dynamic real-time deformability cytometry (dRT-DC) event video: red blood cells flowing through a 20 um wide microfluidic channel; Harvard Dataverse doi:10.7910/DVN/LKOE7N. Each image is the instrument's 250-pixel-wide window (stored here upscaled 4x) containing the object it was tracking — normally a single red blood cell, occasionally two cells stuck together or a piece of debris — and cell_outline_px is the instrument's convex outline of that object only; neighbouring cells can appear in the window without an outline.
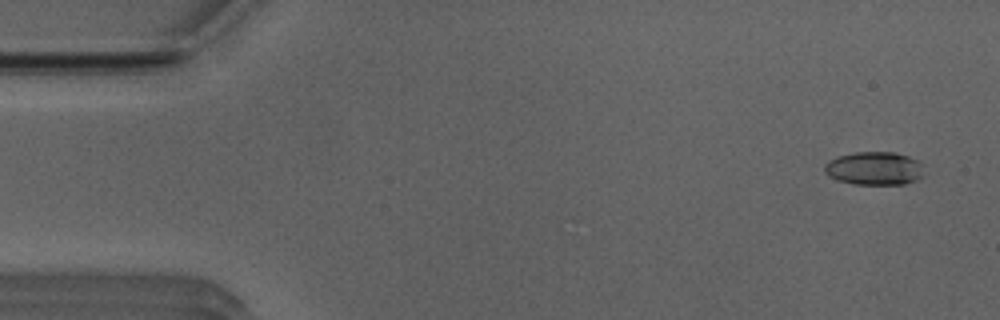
{"species": "Egyptian fruit bat (a non-hibernating species)", "species_latin": "Rousettus aegyptiacus", "temperature_condition": "room temperature", "stored_images_in_passage": 32, "camera_frame_rate_fps": 3000, "um_per_image_px": 0.085, "animal": {"sex": "male"}, "frame": {"image": 1, "passage_image": 3, "time_ms": 0.667, "image_size_px": [1000, 320], "cell_outline_px": [[924, 176], [916, 180], [904, 184], [852, 184], [840, 180], [824, 172], [824, 164], [836, 156], [856, 152], [896, 152], [908, 156], [916, 160], [920, 164]], "centroid_in_image_um": [74.32, 14.3], "position_along_channel_um": 10.7, "area_um2": 19.19}}
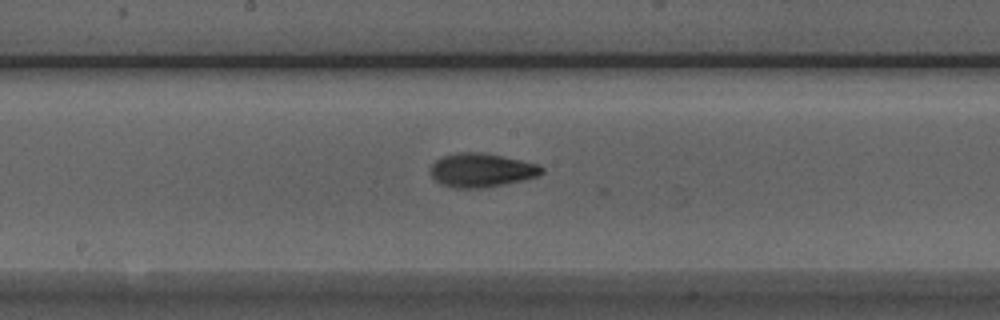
{"frame": {"image": 2, "passage_image": 27, "time_ms": 8.667, "image_size_px": [1000, 320], "cell_outline_px": [[544, 172], [536, 176], [524, 180], [504, 184], [480, 188], [452, 188], [440, 184], [432, 176], [432, 164], [436, 160], [444, 156], [456, 152], [480, 152], [520, 160], [536, 164], [544, 168]], "centroid_in_image_um": [40.91, 14.47], "position_along_channel_um": 207.3, "area_um2": 21.68}}
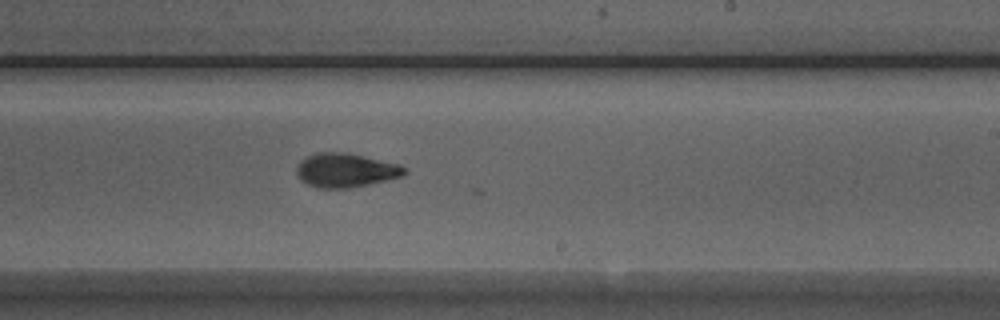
{"frame": {"image": 3, "passage_image": 31, "time_ms": 10.0, "image_size_px": [1000, 320], "cell_outline_px": [[408, 172], [404, 176], [368, 184], [348, 188], [316, 188], [308, 184], [296, 172], [296, 168], [300, 160], [308, 156], [320, 152], [348, 152], [400, 164], [408, 168]], "centroid_in_image_um": [29.44, 14.46], "position_along_channel_um": 259.6, "area_um2": 21.44}}